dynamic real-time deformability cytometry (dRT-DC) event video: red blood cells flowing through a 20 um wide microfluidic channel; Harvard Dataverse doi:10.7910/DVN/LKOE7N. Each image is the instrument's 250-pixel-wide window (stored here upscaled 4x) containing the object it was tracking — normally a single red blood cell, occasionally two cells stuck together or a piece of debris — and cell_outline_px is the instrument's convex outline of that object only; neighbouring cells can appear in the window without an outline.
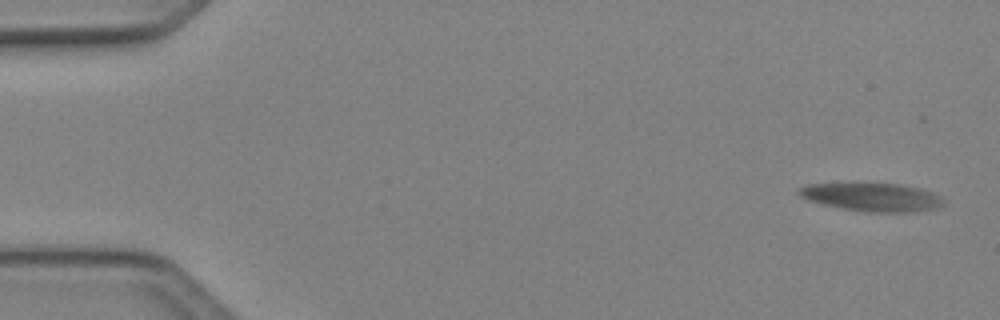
{"species": "Egyptian fruit bat (a non-hibernating species)", "species_latin": "Rousettus aegyptiacus", "temperature_condition": "cold", "stored_images_in_passage": 5, "camera_frame_rate_fps": 3000, "um_per_image_px": 0.085, "animal": {"sex": "female"}, "frame": {"image": 1, "passage_image": 1, "time_ms": 0.0, "image_size_px": [1000, 320], "cell_outline_px": [[944, 204], [936, 208], [916, 212], [868, 212], [844, 208], [824, 204], [808, 200], [800, 196], [796, 192], [796, 188], [808, 184], [852, 180], [900, 184], [920, 188], [932, 192], [940, 196], [944, 200]], "centroid_in_image_um": [74.06, 16.69], "position_along_channel_um": 10.9, "area_um2": 24.97}}